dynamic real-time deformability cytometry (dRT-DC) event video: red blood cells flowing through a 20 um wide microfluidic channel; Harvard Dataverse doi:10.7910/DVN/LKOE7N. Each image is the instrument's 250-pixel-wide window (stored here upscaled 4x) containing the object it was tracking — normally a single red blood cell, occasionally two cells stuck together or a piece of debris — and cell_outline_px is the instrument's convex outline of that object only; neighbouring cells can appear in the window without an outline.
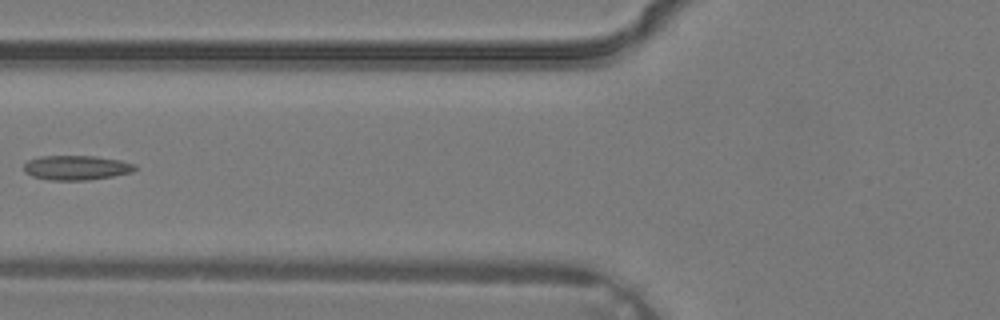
{"species": "common noctule bat (a hibernating species)", "species_latin": "Nyctalus noctula", "temperature_condition": "warm", "stored_images_in_passage": 5, "camera_frame_rate_fps": 3000, "um_per_image_px": 0.085, "animal": {"sex": "male", "body_mass_g": 19.2, "forearm_length_mm": 51.8}, "frame": {"image": 1, "passage_image": 5, "time_ms": 1.333, "image_size_px": [1000, 320], "cell_outline_px": [[136, 168], [132, 172], [112, 176], [88, 180], [52, 180], [32, 176], [24, 172], [24, 164], [28, 160], [40, 156], [96, 156], [120, 160], [136, 164]], "centroid_in_image_um": [6.49, 14.25], "position_along_channel_um": 119.3, "area_um2": 15.9}}